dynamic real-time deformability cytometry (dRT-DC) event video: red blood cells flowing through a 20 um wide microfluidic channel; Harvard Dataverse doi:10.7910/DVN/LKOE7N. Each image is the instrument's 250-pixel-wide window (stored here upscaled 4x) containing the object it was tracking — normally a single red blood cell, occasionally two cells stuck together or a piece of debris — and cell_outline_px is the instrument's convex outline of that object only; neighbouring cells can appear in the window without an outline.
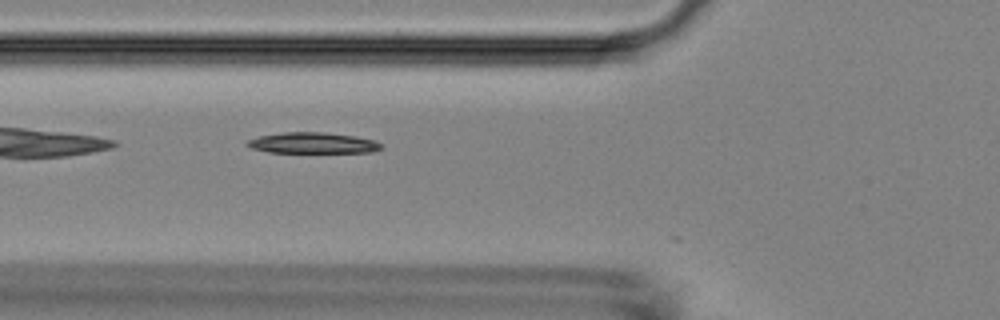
{"species": "Egyptian fruit bat (a non-hibernating species)", "species_latin": "Rousettus aegyptiacus", "temperature_condition": "room temperature", "stored_images_in_passage": 12, "camera_frame_rate_fps": 3000, "um_per_image_px": 0.085, "animal": {"sex": "female"}, "frame": {"image": 1, "passage_image": 2, "time_ms": 0.333, "image_size_px": [1000, 320], "cell_outline_px": [[384, 148], [372, 152], [268, 152], [252, 148], [244, 144], [248, 140], [260, 136], [284, 132], [324, 132], [356, 136], [372, 140], [380, 144]], "centroid_in_image_um": [26.58, 12.15], "position_along_channel_um": 99.2, "area_um2": 16.18}}
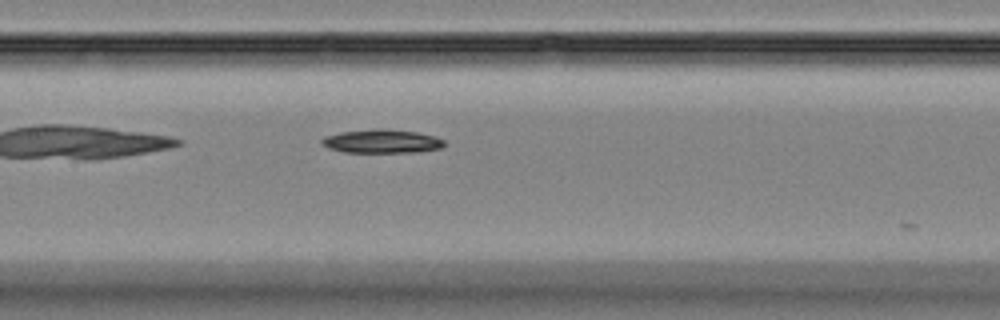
{"frame": {"image": 2, "passage_image": 8, "time_ms": 2.333, "image_size_px": [1000, 320], "cell_outline_px": [[444, 148], [416, 152], [344, 152], [328, 148], [320, 144], [320, 140], [324, 136], [340, 132], [376, 128], [384, 128], [416, 132], [436, 136], [444, 140]], "centroid_in_image_um": [32.44, 12.0], "position_along_channel_um": 175.0, "area_um2": 17.11}}